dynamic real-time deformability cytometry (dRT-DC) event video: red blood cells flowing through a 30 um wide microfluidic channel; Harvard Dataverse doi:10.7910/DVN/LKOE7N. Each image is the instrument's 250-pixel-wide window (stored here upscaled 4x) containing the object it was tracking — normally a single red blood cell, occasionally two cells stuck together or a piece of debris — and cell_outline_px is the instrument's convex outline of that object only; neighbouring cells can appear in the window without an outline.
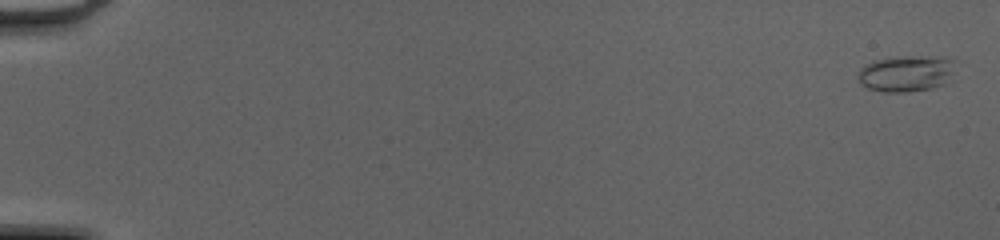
{"species": "common noctule bat (a hibernating species)", "species_latin": "Nyctalus noctula", "temperature_condition": "cold", "stored_images_in_passage": 51, "camera_frame_rate_fps": 3000, "um_per_image_px": 0.085, "animal": {"sex": "female", "body_mass_g": 20.0, "forearm_length_mm": 54.0}, "frame": {"image": 1, "passage_image": 2, "time_ms": 0.333, "image_size_px": [1000, 240], "cell_outline_px": [[952, 72], [944, 84], [928, 88], [908, 92], [884, 92], [868, 88], [860, 84], [856, 76], [860, 68], [864, 64], [872, 60], [888, 56], [948, 56], [952, 60]], "centroid_in_image_um": [76.93, 6.21], "position_along_channel_um": 8.1, "area_um2": 20.87}}
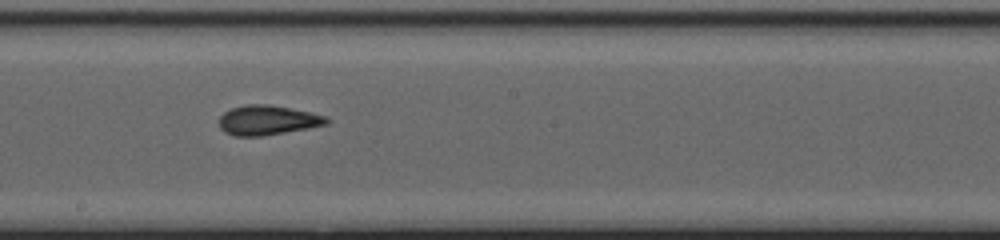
{"frame": {"image": 2, "passage_image": 31, "time_ms": 10.0, "image_size_px": [1000, 240], "cell_outline_px": [[332, 120], [328, 124], [308, 128], [260, 136], [236, 136], [224, 132], [220, 128], [220, 116], [224, 112], [232, 108], [244, 104], [268, 104], [328, 116]], "centroid_in_image_um": [22.75, 10.21], "position_along_channel_um": 225.4, "area_um2": 18.5}}
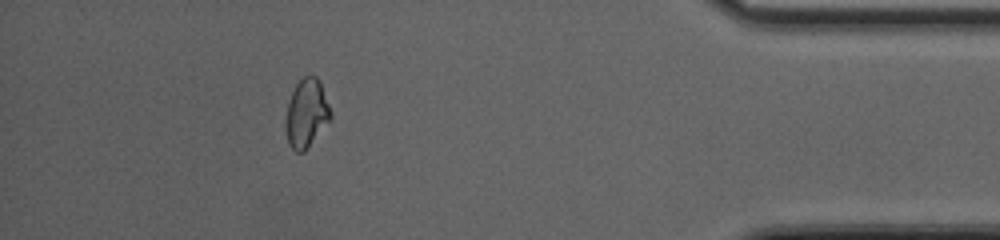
{"frame": {"image": 3, "passage_image": 47, "time_ms": 15.333, "image_size_px": [1000, 240], "cell_outline_px": [[332, 120], [304, 152], [296, 152], [288, 144], [284, 128], [284, 124], [288, 100], [296, 84], [304, 76], [312, 72], [320, 80], [332, 112]], "centroid_in_image_um": [26.06, 9.62], "position_along_channel_um": 409.1, "area_um2": 18.61}, "authors_computed_cell_mechanics": {"area_um2": 18.3804, "velocity_mm_per_s": 4.2372, "shape_relaxation_time_tau1_ms": null, "shape_relaxation_time_tau2_ms": 1.317, "deformation_change_tau1": null, "deformation_change_tau2": 0.0491}}